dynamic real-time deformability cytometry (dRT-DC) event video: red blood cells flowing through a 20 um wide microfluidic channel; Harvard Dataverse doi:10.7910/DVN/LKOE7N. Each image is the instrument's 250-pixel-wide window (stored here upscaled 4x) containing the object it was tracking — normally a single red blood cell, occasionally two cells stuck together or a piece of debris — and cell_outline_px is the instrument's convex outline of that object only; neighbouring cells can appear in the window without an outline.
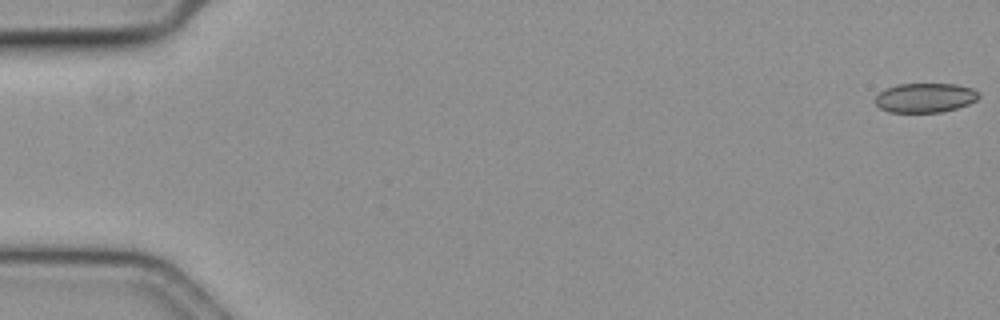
{"species": "common noctule bat (a hibernating species)", "species_latin": "Nyctalus noctula", "temperature_condition": "cold", "stored_images_in_passage": 11, "camera_frame_rate_fps": 3000, "um_per_image_px": 0.085, "animal": {"sex": "female", "body_mass_g": 19.3, "forearm_length_mm": 54.1}, "frame": {"image": 1, "passage_image": 1, "time_ms": 0.0, "image_size_px": [1000, 320], "cell_outline_px": [[980, 96], [976, 100], [968, 104], [956, 108], [940, 112], [888, 112], [880, 108], [876, 104], [876, 96], [884, 88], [896, 84], [956, 84], [972, 88], [980, 92]], "centroid_in_image_um": [78.63, 8.3], "position_along_channel_um": 6.4, "area_um2": 17.8}}